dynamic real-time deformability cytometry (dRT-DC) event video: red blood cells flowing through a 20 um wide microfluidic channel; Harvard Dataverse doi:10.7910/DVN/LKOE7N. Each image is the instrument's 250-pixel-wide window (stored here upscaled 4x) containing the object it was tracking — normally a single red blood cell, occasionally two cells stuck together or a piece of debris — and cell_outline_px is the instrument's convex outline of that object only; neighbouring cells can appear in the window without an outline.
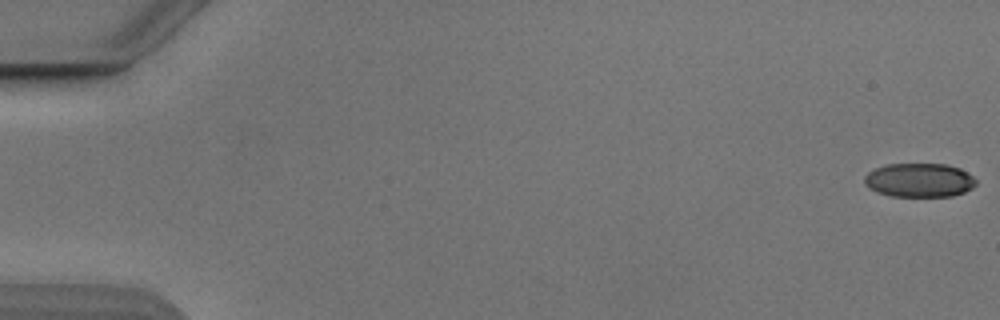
{"species": "Egyptian fruit bat (a non-hibernating species)", "species_latin": "Rousettus aegyptiacus", "temperature_condition": "cold", "stored_images_in_passage": 54, "camera_frame_rate_fps": 3000, "um_per_image_px": 0.085, "animal": {"sex": "male"}, "frame": {"image": 1, "passage_image": 1, "time_ms": 0.0, "image_size_px": [1000, 320], "cell_outline_px": [[976, 184], [972, 188], [964, 192], [952, 196], [892, 196], [876, 192], [868, 188], [864, 184], [864, 176], [868, 172], [876, 168], [888, 164], [948, 164], [960, 168], [968, 172], [976, 180]], "centroid_in_image_um": [78.14, 15.31], "position_along_channel_um": 6.9, "area_um2": 22.2}}
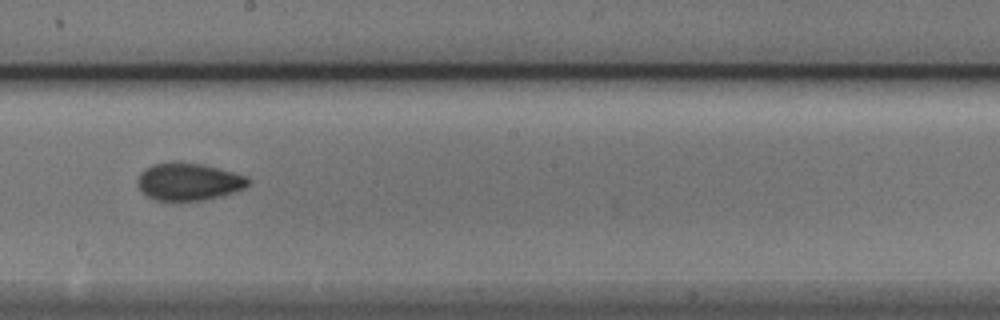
{"frame": {"image": 2, "passage_image": 31, "time_ms": 10.0, "image_size_px": [1000, 320], "cell_outline_px": [[248, 184], [244, 188], [236, 192], [204, 200], [180, 204], [156, 200], [148, 196], [140, 188], [136, 180], [140, 172], [144, 168], [152, 164], [168, 160], [180, 160], [204, 164], [248, 176]], "centroid_in_image_um": [15.99, 15.44], "position_along_channel_um": 232.2, "area_um2": 25.26}}
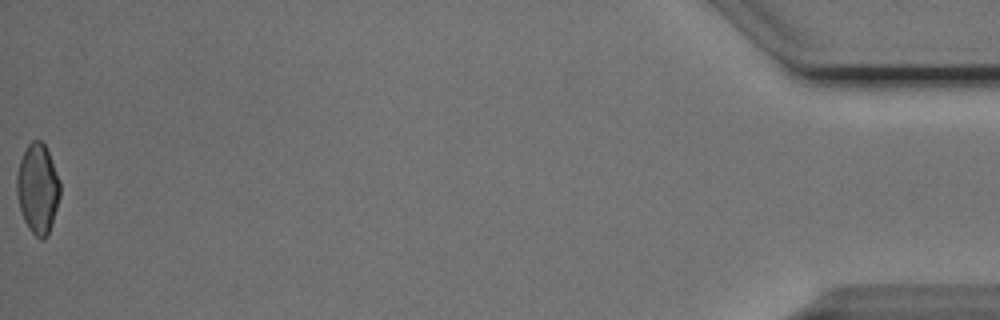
{"frame": {"image": 3, "passage_image": 54, "time_ms": 17.667, "image_size_px": [1000, 320], "cell_outline_px": [[60, 196], [52, 224], [48, 236], [44, 240], [40, 240], [28, 228], [24, 220], [16, 196], [16, 176], [20, 160], [28, 144], [32, 140], [40, 140], [44, 144], [48, 152], [60, 180]], "centroid_in_image_um": [3.2, 16.06], "position_along_channel_um": 432.0, "area_um2": 22.77}, "authors_computed_cell_mechanics": {"area_um2": 23.7558, "velocity_mm_per_s": 3.8754, "shape_relaxation_time_tau1_ms": 5.8821, "shape_relaxation_time_tau2_ms": 1.7612, "deformation_change_tau1": 0.1307, "deformation_change_tau2": 0.072}}